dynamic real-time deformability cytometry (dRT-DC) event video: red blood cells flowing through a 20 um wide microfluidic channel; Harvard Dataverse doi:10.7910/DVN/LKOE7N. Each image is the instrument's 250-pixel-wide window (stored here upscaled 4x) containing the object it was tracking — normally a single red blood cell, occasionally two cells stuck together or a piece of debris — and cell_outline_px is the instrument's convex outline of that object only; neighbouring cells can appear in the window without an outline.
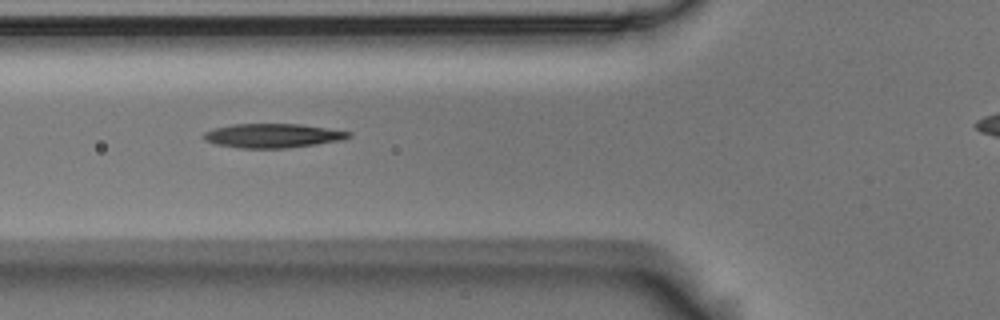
{"species": "Egyptian fruit bat (a non-hibernating species)", "species_latin": "Rousettus aegyptiacus", "temperature_condition": "room temperature", "stored_images_in_passage": 6, "segment_of_instrument_passage": [1, 2], "camera_frame_rate_fps": 3000, "um_per_image_px": 0.085, "animal": {"sex": "male"}, "frame": {"image": 1, "passage_image": 4, "time_ms": 1.0, "image_size_px": [1000, 320], "cell_outline_px": [[352, 136], [344, 140], [288, 148], [236, 148], [216, 144], [204, 140], [200, 136], [204, 132], [212, 128], [232, 124], [300, 124], [352, 132]], "centroid_in_image_um": [23.14, 11.53], "position_along_channel_um": 102.7, "area_um2": 20.63}}
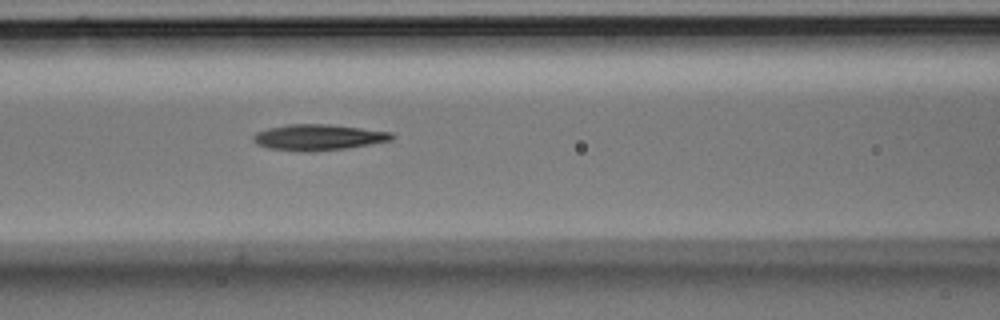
{"frame": {"image": 2, "passage_image": 5, "time_ms": 1.333, "image_size_px": [1000, 320], "cell_outline_px": [[396, 136], [392, 140], [348, 148], [268, 148], [256, 144], [252, 140], [252, 136], [256, 132], [268, 128], [288, 124], [328, 124], [392, 132]], "centroid_in_image_um": [27.09, 11.61], "position_along_channel_um": 139.5, "area_um2": 19.83}}